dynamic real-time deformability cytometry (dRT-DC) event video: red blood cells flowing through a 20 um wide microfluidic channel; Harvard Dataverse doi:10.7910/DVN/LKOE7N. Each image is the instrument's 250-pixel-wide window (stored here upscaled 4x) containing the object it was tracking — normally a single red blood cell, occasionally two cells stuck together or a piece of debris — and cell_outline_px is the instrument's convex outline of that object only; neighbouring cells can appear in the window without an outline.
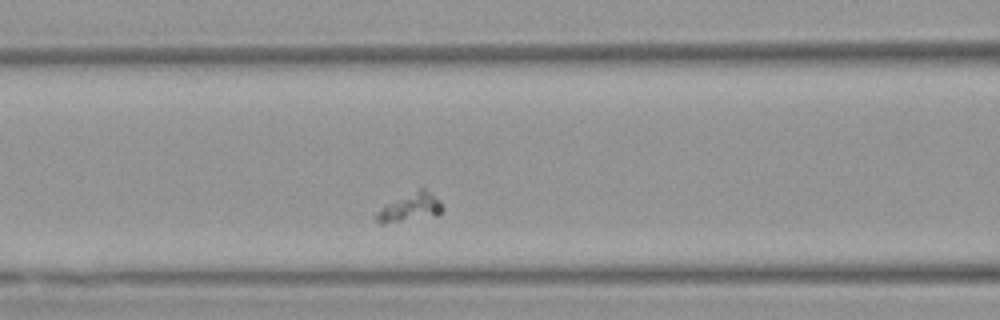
{"species": "Egyptian fruit bat (a non-hibernating species)", "species_latin": "Rousettus aegyptiacus", "temperature_condition": "warm", "stored_images_in_passage": 30, "camera_frame_rate_fps": 3000, "um_per_image_px": 0.085, "animal": {"sex": "female"}, "frame": {"image": 1, "passage_image": 9, "time_ms": 2.667, "image_size_px": [1000, 320], "cell_outline_px": [[444, 208], [436, 216], [384, 224], [380, 224], [372, 216], [384, 204], [420, 188], [424, 188], [440, 200], [444, 204]], "centroid_in_image_um": [34.83, 17.65], "position_along_channel_um": 131.8, "area_um2": 11.21}}
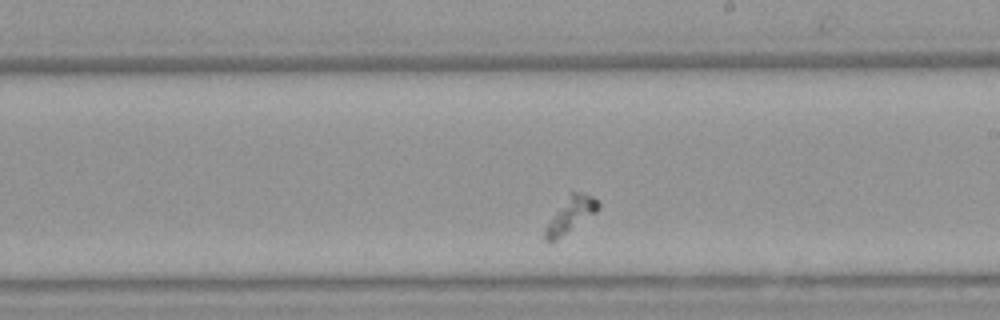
{"frame": {"image": 2, "passage_image": 18, "time_ms": 5.667, "image_size_px": [1000, 320], "cell_outline_px": [[600, 208], [596, 212], [552, 244], [548, 244], [544, 240], [544, 228], [572, 192], [584, 192], [592, 196], [600, 204]], "centroid_in_image_um": [48.49, 18.34], "position_along_channel_um": 240.5, "area_um2": 10.69}}
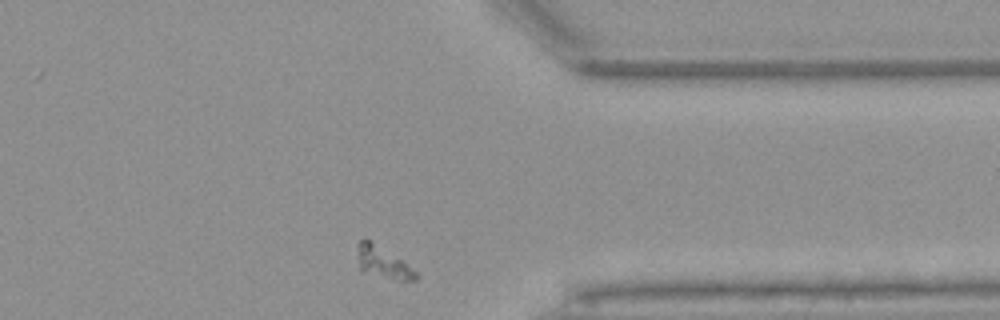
{"frame": {"image": 3, "passage_image": 30, "time_ms": 9.667, "image_size_px": [1000, 320], "cell_outline_px": [[416, 280], [396, 280], [360, 272], [356, 248], [356, 244], [360, 240], [372, 240], [400, 260], [416, 272]], "centroid_in_image_um": [32.45, 22.3], "position_along_channel_um": 378.9, "area_um2": 10.64}}